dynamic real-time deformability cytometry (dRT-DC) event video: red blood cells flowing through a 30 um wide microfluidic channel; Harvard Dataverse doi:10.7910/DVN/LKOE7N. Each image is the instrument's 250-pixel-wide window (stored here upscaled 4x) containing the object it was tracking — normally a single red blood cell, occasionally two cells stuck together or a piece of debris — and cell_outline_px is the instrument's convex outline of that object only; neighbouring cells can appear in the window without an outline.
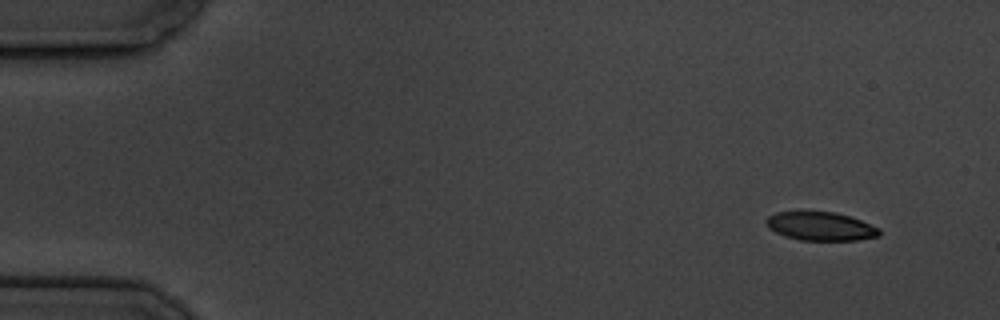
{"species": "common noctule bat (a hibernating species)", "species_latin": "Nyctalus noctula", "temperature_condition": "cold", "stored_images_in_passage": 6, "camera_frame_rate_fps": 3000, "um_per_image_px": 0.085, "animal": {"sex": "male", "body_mass_g": 19.5, "forearm_length_mm": 54.6}, "frame": {"image": 1, "passage_image": 1, "time_ms": 0.0, "image_size_px": [1000, 320], "cell_outline_px": [[880, 236], [856, 240], [800, 240], [784, 236], [768, 228], [764, 220], [768, 216], [776, 212], [832, 212], [848, 216], [860, 220], [880, 228]], "centroid_in_image_um": [69.73, 19.24], "position_along_channel_um": 15.3, "area_um2": 18.73}}
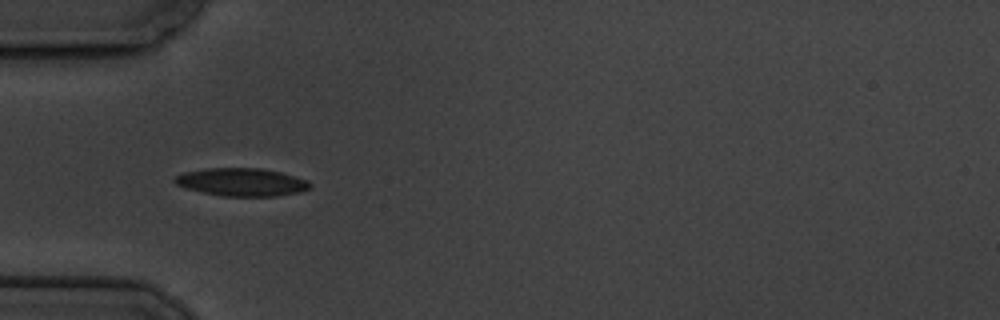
{"frame": {"image": 2, "passage_image": 5, "time_ms": 4.667, "image_size_px": [1000, 320], "cell_outline_px": [[312, 184], [308, 188], [300, 192], [276, 196], [220, 196], [188, 188], [176, 184], [172, 180], [176, 176], [184, 172], [208, 168], [260, 168], [280, 172], [308, 180]], "centroid_in_image_um": [20.55, 15.47], "position_along_channel_um": 64.4, "area_um2": 21.85}}
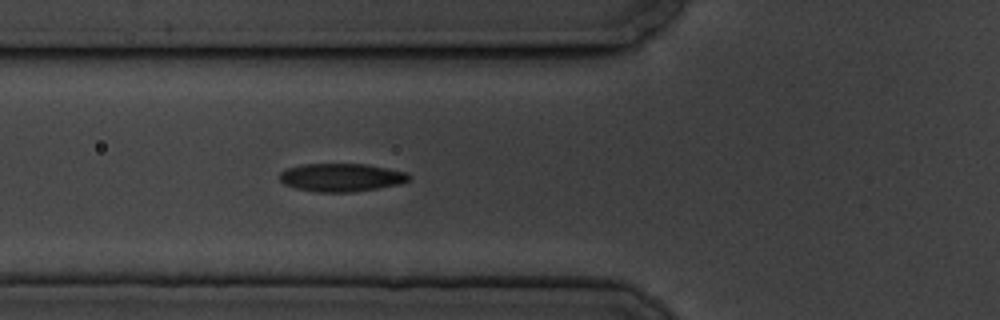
{"frame": {"image": 3, "passage_image": 6, "time_ms": 5.667, "image_size_px": [1000, 320], "cell_outline_px": [[412, 176], [408, 180], [400, 184], [380, 188], [352, 192], [316, 192], [296, 188], [284, 184], [280, 180], [280, 172], [288, 168], [304, 164], [368, 164], [408, 172]], "centroid_in_image_um": [29.05, 15.08], "position_along_channel_um": 96.7, "area_um2": 21.33}}